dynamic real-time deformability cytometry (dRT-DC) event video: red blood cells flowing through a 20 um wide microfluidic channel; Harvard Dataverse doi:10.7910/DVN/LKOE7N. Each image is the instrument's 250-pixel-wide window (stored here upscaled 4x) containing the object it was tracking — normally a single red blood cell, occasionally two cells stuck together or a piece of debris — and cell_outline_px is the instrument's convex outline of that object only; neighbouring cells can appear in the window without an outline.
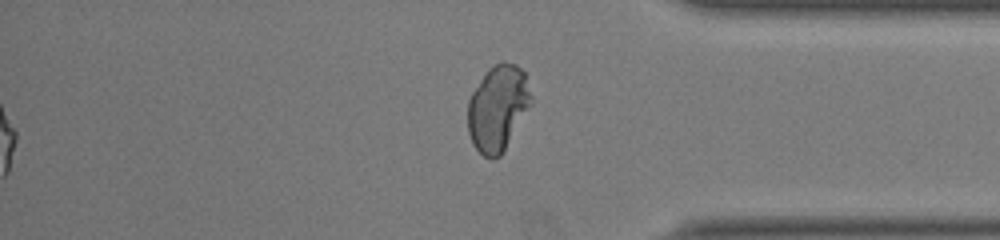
{"species": "common noctule bat (a hibernating species)", "species_latin": "Nyctalus noctula", "temperature_condition": "room temperature", "stored_images_in_passage": 54, "segment_of_instrument_passage": [2, 2], "camera_frame_rate_fps": 3000, "um_per_image_px": 0.085, "animal": {"sex": "female", "body_mass_g": 22.0, "forearm_length_mm": 56.7}, "frame": {"image": 1, "passage_image": 54, "time_ms": 17.667, "image_size_px": [1000, 240], "cell_outline_px": [[532, 104], [500, 156], [492, 160], [484, 156], [472, 144], [468, 132], [468, 100], [472, 92], [488, 68], [500, 60], [504, 60], [516, 64], [524, 72], [532, 96]], "centroid_in_image_um": [42.32, 9.16], "position_along_channel_um": 392.9, "area_um2": 31.85}}